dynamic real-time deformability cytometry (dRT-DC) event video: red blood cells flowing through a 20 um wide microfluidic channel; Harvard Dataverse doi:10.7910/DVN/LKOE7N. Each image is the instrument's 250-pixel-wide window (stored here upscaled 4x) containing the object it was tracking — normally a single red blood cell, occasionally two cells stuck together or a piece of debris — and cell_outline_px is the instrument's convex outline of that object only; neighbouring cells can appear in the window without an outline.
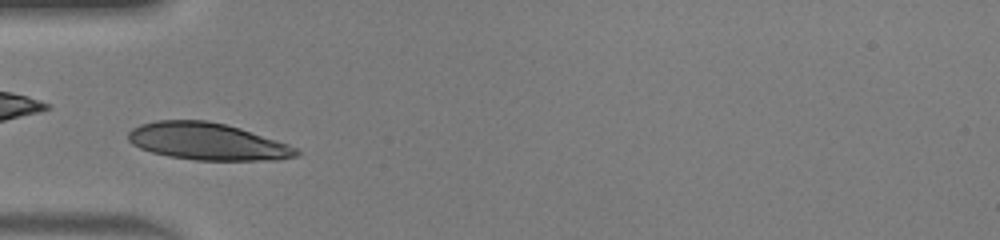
{"species": "human", "species_latin": "Homo sapiens", "temperature_condition": "warm", "stored_images_in_passage": 35, "camera_frame_rate_fps": 3000, "um_per_image_px": 0.085, "donor": {"sex": "male"}, "frame": {"image": 1, "passage_image": 3, "time_ms": 0.667, "image_size_px": [1000, 240], "cell_outline_px": [[300, 156], [280, 160], [196, 160], [168, 156], [152, 152], [140, 148], [132, 144], [128, 140], [128, 132], [132, 128], [140, 124], [156, 120], [208, 120], [240, 128], [288, 144], [296, 148], [300, 152]], "centroid_in_image_um": [17.63, 12.03], "position_along_channel_um": 67.4, "area_um2": 36.41}}
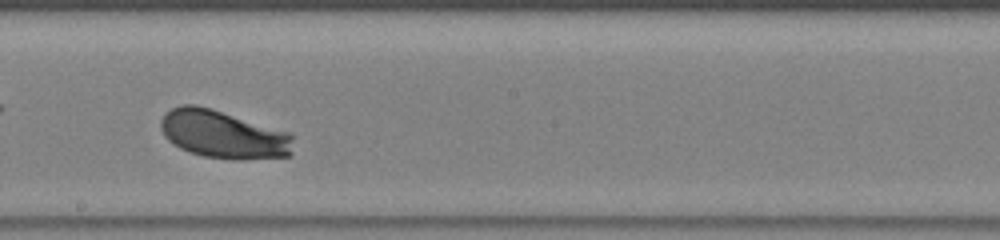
{"frame": {"image": 2, "passage_image": 15, "time_ms": 4.667, "image_size_px": [1000, 240], "cell_outline_px": [[292, 152], [288, 156], [244, 160], [232, 160], [204, 156], [188, 152], [172, 144], [164, 136], [160, 128], [160, 120], [172, 108], [184, 104], [196, 104], [292, 132]], "centroid_in_image_um": [18.99, 11.43], "position_along_channel_um": 229.2, "area_um2": 37.4}}
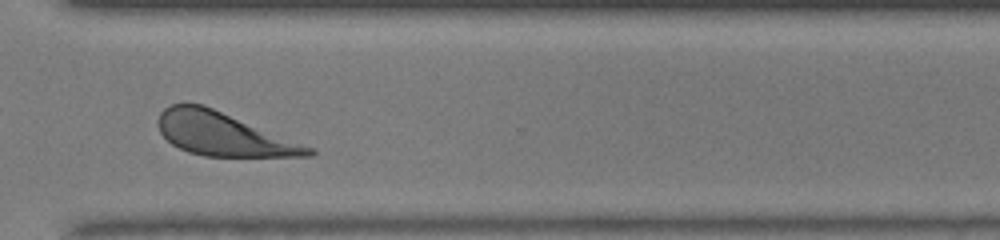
{"frame": {"image": 3, "passage_image": 24, "time_ms": 7.667, "image_size_px": [1000, 240], "cell_outline_px": [[316, 152], [312, 156], [204, 156], [188, 152], [172, 144], [160, 132], [156, 124], [156, 120], [160, 112], [164, 108], [172, 104], [204, 104], [316, 148]], "centroid_in_image_um": [18.99, 11.39], "position_along_channel_um": 351.6, "area_um2": 38.09}, "authors_computed_cell_mechanics": {"area_um2": 37.1654, "velocity_mm_per_s": 4.0689, "shape_relaxation_time_tau1_ms": 1.2628, "shape_relaxation_time_tau2_ms": 5.215, "deformation_change_tau1": 0.1346, "deformation_change_tau2": 0.1733}}